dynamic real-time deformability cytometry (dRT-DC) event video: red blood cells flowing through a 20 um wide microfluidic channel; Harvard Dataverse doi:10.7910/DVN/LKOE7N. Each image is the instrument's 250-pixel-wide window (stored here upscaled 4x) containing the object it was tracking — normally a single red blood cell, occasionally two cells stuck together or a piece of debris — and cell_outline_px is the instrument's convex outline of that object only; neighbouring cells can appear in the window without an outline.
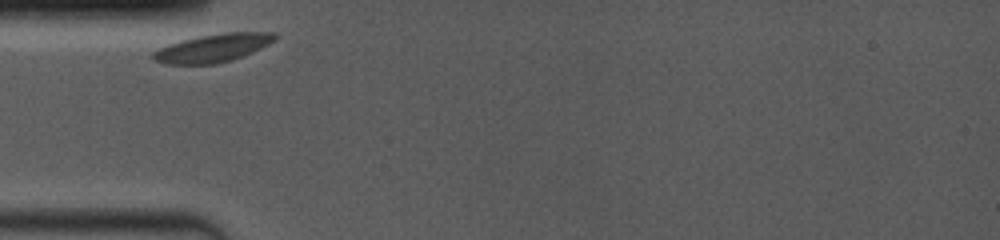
{"species": "common noctule bat (a hibernating species)", "species_latin": "Nyctalus noctula", "temperature_condition": "room temperature", "stored_images_in_passage": 45, "camera_frame_rate_fps": 4000, "um_per_image_px": 0.085, "animal": {"sex": "female", "body_mass_g": 19.0, "forearm_length_mm": 53.3}, "frame": {"image": 1, "passage_image": 1, "time_ms": 0.0, "image_size_px": [1000, 240], "cell_outline_px": [[280, 36], [276, 40], [244, 56], [232, 60], [216, 64], [164, 64], [156, 60], [152, 56], [152, 52], [168, 44], [200, 36], [224, 32], [276, 32]], "centroid_in_image_um": [18.16, 4.07], "position_along_channel_um": 66.8, "area_um2": 20.0}}
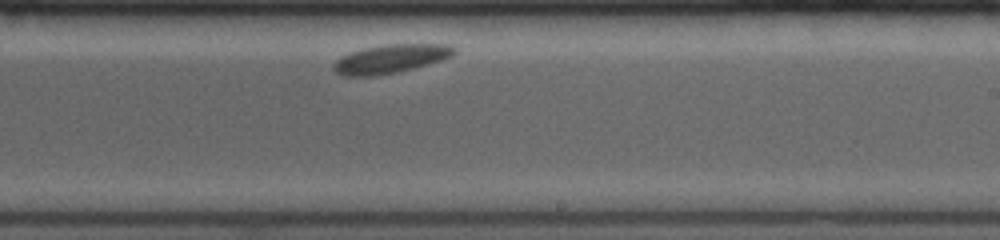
{"frame": {"image": 2, "passage_image": 26, "time_ms": 5.5, "image_size_px": [1000, 240], "cell_outline_px": [[456, 52], [452, 56], [440, 60], [412, 68], [396, 72], [376, 76], [344, 76], [336, 72], [332, 68], [332, 64], [336, 60], [352, 52], [364, 48], [388, 44], [448, 44], [456, 48]], "centroid_in_image_um": [33.2, 5.0], "position_along_channel_um": 255.8, "area_um2": 19.88}}
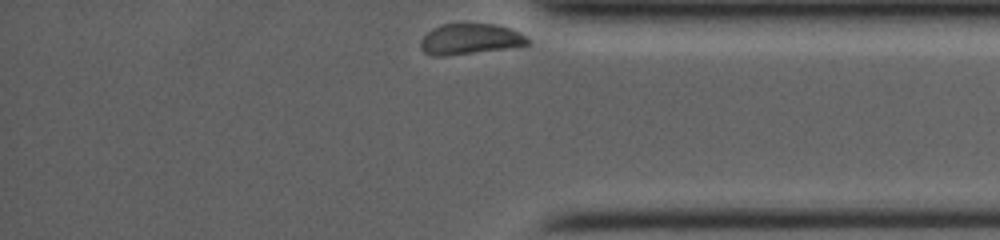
{"frame": {"image": 3, "passage_image": 45, "time_ms": 9.5, "image_size_px": [1000, 240], "cell_outline_px": [[532, 40], [528, 44], [504, 48], [444, 56], [432, 56], [424, 52], [420, 48], [420, 40], [428, 32], [440, 24], [492, 24], [508, 28], [520, 32], [528, 36]], "centroid_in_image_um": [39.94, 3.32], "position_along_channel_um": 395.3, "area_um2": 18.96}}